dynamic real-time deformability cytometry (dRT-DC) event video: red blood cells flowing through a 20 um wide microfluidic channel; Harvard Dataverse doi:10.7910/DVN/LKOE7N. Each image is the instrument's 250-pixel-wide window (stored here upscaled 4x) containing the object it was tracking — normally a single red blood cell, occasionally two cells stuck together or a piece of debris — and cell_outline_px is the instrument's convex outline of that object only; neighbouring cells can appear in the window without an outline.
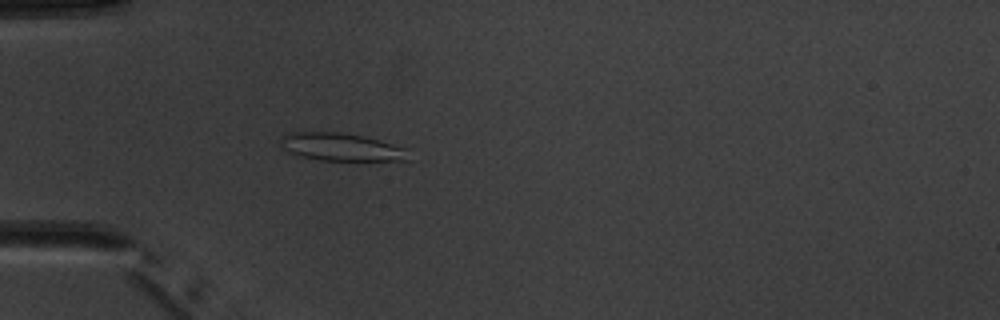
{"species": "common noctule bat (a hibernating species)", "species_latin": "Nyctalus noctula", "temperature_condition": "warm", "stored_images_in_passage": 4, "camera_frame_rate_fps": 3000, "um_per_image_px": 0.085, "animal": {"sex": "male", "body_mass_g": 20.1, "forearm_length_mm": 53.5}, "frame": {"image": 1, "passage_image": 4, "time_ms": 3.333, "image_size_px": [1000, 320], "cell_outline_px": [[412, 160], [320, 160], [300, 156], [288, 152], [284, 148], [280, 136], [292, 132], [340, 132], [364, 136], [380, 140], [408, 148]], "centroid_in_image_um": [29.07, 12.49], "position_along_channel_um": 55.9, "area_um2": 20.81}}